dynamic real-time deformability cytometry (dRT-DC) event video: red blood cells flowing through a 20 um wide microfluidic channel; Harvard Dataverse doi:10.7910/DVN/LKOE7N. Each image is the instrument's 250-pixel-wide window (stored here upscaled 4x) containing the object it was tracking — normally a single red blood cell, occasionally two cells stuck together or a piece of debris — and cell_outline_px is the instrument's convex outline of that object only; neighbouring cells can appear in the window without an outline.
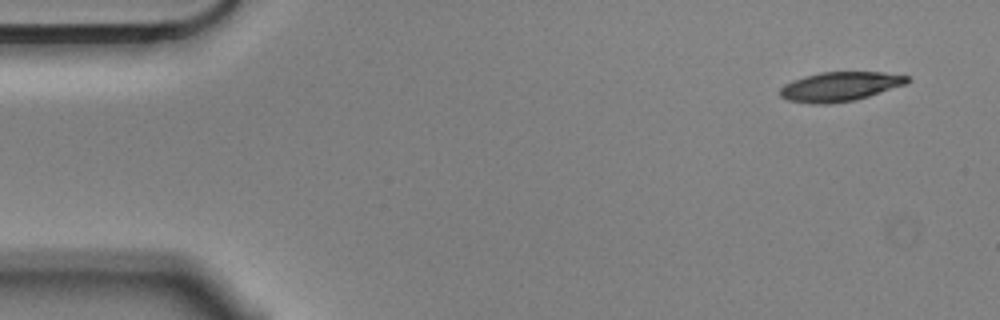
{"species": "Egyptian fruit bat (a non-hibernating species)", "species_latin": "Rousettus aegyptiacus", "temperature_condition": "cold", "stored_images_in_passage": 53, "camera_frame_rate_fps": 3000, "um_per_image_px": 0.085, "animal": {"sex": "male"}, "frame": {"image": 1, "passage_image": 1, "time_ms": 0.0, "image_size_px": [1000, 320], "cell_outline_px": [[912, 80], [908, 84], [856, 100], [828, 104], [812, 104], [788, 100], [780, 96], [780, 88], [784, 84], [792, 80], [804, 76], [820, 72], [884, 72], [908, 76]], "centroid_in_image_um": [71.42, 7.36], "position_along_channel_um": 13.6, "area_um2": 22.02}}
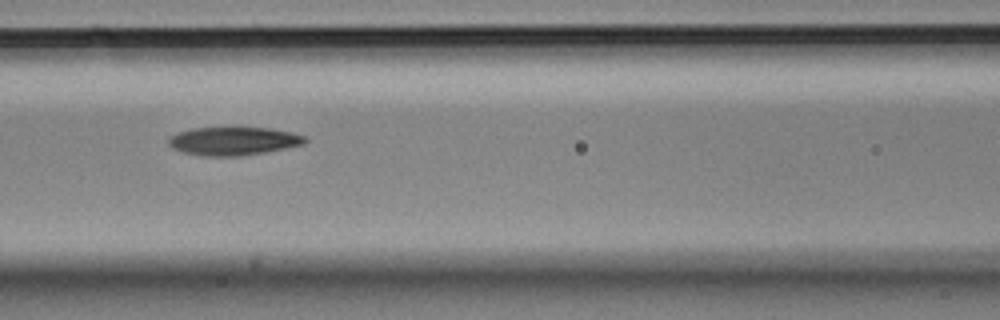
{"frame": {"image": 2, "passage_image": 21, "time_ms": 6.667, "image_size_px": [1000, 320], "cell_outline_px": [[308, 140], [304, 144], [264, 152], [240, 156], [200, 156], [184, 152], [172, 148], [168, 144], [168, 136], [192, 128], [268, 128], [288, 132], [304, 136]], "centroid_in_image_um": [19.79, 12.0], "position_along_channel_um": 146.8, "area_um2": 22.25}}
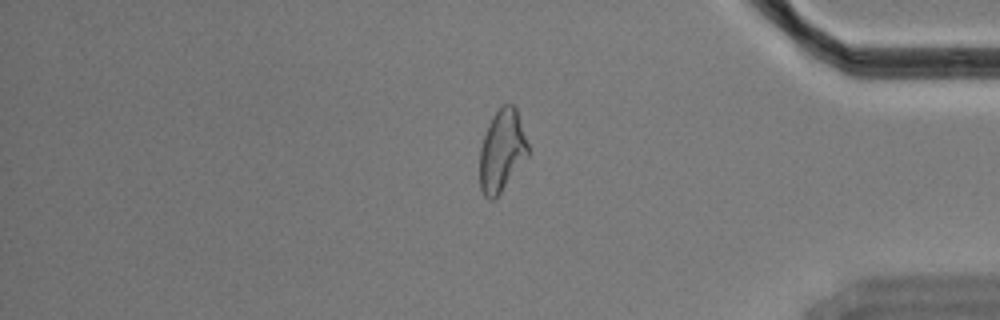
{"frame": {"image": 3, "passage_image": 44, "time_ms": 14.333, "image_size_px": [1000, 320], "cell_outline_px": [[528, 156], [496, 200], [488, 200], [484, 196], [480, 188], [480, 148], [488, 124], [492, 116], [504, 104], [512, 104], [516, 108], [528, 144]], "centroid_in_image_um": [42.65, 12.87], "position_along_channel_um": 392.5, "area_um2": 23.12}, "authors_computed_cell_mechanics": {"area_um2": 23.12, "velocity_mm_per_s": 3.5501, "shape_relaxation_time_tau1_ms": 7.4609, "shape_relaxation_time_tau2_ms": 4.6383, "deformation_change_tau1": 0.1976, "deformation_change_tau2": 0.1279}}